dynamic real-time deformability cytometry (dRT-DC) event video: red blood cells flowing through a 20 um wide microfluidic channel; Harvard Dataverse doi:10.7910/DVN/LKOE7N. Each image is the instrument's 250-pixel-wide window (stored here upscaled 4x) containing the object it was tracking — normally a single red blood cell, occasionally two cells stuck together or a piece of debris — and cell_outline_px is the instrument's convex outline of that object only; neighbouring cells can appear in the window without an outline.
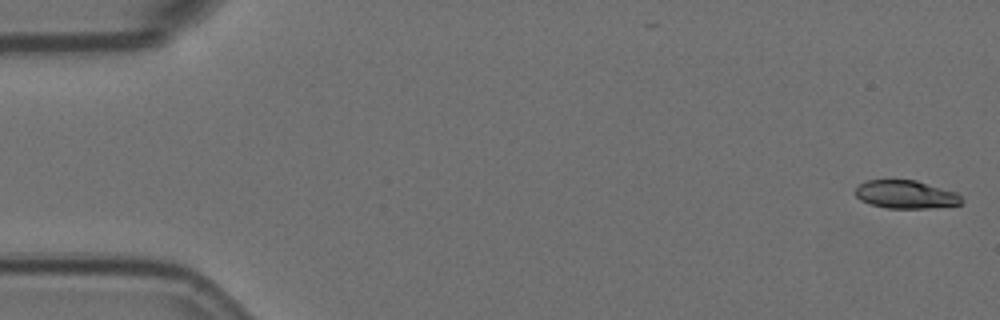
{"species": "Egyptian fruit bat (a non-hibernating species)", "species_latin": "Rousettus aegyptiacus", "temperature_condition": "room temperature", "stored_images_in_passage": 5, "camera_frame_rate_fps": 3000, "um_per_image_px": 0.085, "animal": {"sex": "female"}, "frame": {"image": 1, "passage_image": 1, "time_ms": 0.0, "image_size_px": [1000, 320], "cell_outline_px": [[964, 200], [960, 204], [928, 208], [884, 208], [868, 204], [860, 200], [856, 196], [856, 188], [860, 184], [868, 180], [916, 180], [956, 192]], "centroid_in_image_um": [76.98, 16.53], "position_along_channel_um": 8.0, "area_um2": 17.4}}
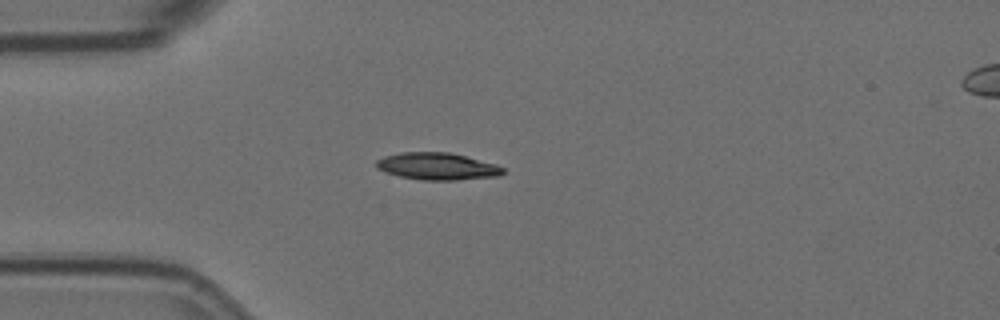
{"frame": {"image": 2, "passage_image": 5, "time_ms": 1.333, "image_size_px": [1000, 320], "cell_outline_px": [[504, 172], [500, 176], [456, 180], [420, 180], [400, 176], [384, 172], [376, 168], [376, 160], [384, 156], [400, 152], [448, 152], [496, 164], [504, 168]], "centroid_in_image_um": [37.14, 14.14], "position_along_channel_um": 47.9, "area_um2": 20.06}}